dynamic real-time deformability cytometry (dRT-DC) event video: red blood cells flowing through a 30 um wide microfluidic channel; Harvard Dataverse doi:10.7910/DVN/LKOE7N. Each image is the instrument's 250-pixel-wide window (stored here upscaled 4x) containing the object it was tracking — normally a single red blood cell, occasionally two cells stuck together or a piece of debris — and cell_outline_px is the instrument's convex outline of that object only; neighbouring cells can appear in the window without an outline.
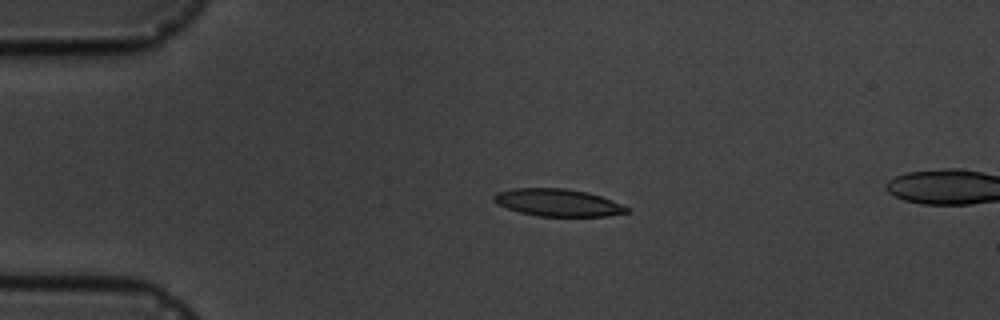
{"species": "common noctule bat (a hibernating species)", "species_latin": "Nyctalus noctula", "temperature_condition": "cold", "stored_images_in_passage": 4, "camera_frame_rate_fps": 3000, "um_per_image_px": 0.085, "animal": {"sex": "male", "body_mass_g": 19.5, "forearm_length_mm": 54.6}, "frame": {"image": 1, "passage_image": 3, "time_ms": 2.333, "image_size_px": [1000, 320], "cell_outline_px": [[632, 212], [608, 216], [536, 216], [520, 212], [496, 204], [492, 200], [492, 196], [496, 192], [512, 188], [564, 188], [588, 192], [612, 200], [632, 208]], "centroid_in_image_um": [47.44, 17.22], "position_along_channel_um": 37.6, "area_um2": 21.5}}